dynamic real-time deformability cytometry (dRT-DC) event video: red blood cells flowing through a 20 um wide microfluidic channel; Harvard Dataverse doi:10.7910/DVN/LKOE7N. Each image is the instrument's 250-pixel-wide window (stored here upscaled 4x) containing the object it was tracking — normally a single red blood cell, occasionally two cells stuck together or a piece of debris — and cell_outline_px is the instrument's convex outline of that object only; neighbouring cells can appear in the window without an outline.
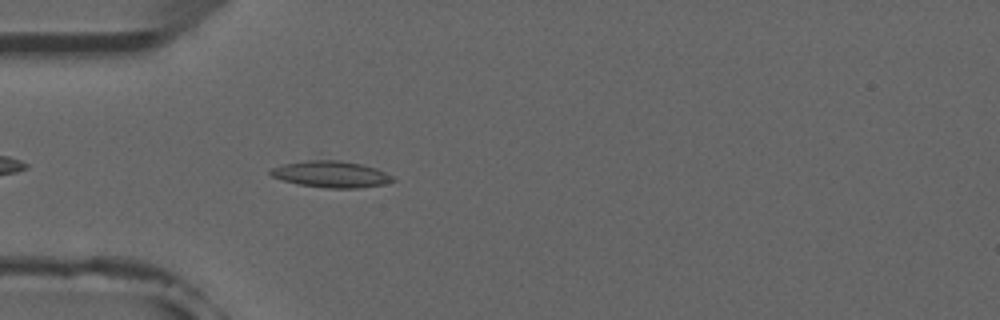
{"species": "common noctule bat (a hibernating species)", "species_latin": "Nyctalus noctula", "temperature_condition": "room temperature", "stored_images_in_passage": 4, "camera_frame_rate_fps": 3000, "um_per_image_px": 0.085, "animal": {"sex": "male", "forearm_length_mm": 52.5}, "frame": {"image": 1, "passage_image": 4, "time_ms": 4.333, "image_size_px": [1000, 320], "cell_outline_px": [[396, 180], [384, 184], [356, 188], [328, 188], [296, 184], [272, 176], [268, 172], [272, 168], [284, 164], [308, 160], [340, 160], [360, 164], [376, 168], [392, 176]], "centroid_in_image_um": [28.13, 14.81], "position_along_channel_um": 56.9, "area_um2": 18.67}}